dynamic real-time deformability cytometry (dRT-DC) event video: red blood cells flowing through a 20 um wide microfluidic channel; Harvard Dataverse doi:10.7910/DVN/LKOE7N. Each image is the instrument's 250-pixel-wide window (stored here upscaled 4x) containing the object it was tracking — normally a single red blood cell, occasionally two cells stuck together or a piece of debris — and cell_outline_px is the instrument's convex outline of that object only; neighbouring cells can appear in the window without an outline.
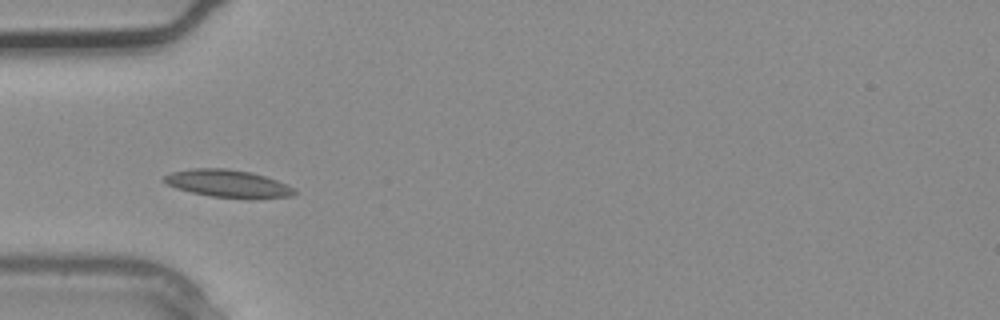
{"species": "common noctule bat (a hibernating species)", "species_latin": "Nyctalus noctula", "temperature_condition": "warm", "stored_images_in_passage": 1, "camera_frame_rate_fps": 3000, "um_per_image_px": 0.085, "animal": {"sex": "male", "body_mass_g": 20.4}, "frame": {"image": 1, "passage_image": 1, "time_ms": 0.0, "image_size_px": [1000, 320], "cell_outline_px": [[296, 192], [292, 196], [256, 200], [248, 200], [212, 196], [192, 192], [176, 188], [168, 184], [164, 180], [164, 176], [172, 172], [192, 168], [224, 168], [248, 172], [264, 176], [276, 180], [292, 188]], "centroid_in_image_um": [19.4, 15.63], "position_along_channel_um": 65.6, "area_um2": 20.92}}